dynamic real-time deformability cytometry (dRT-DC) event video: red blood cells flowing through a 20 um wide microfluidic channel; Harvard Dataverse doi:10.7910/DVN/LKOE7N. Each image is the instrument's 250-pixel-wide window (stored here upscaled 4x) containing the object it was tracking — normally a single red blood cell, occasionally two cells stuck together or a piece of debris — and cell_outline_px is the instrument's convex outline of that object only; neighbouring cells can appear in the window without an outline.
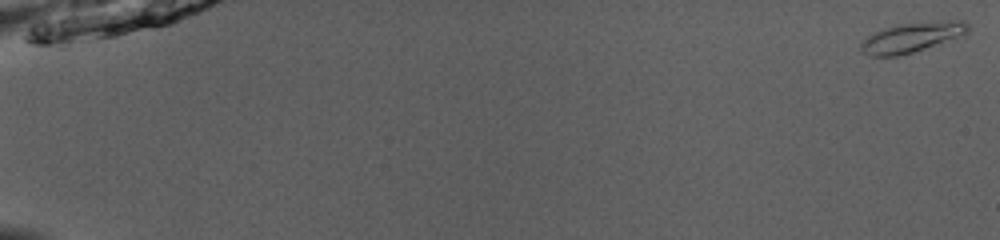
{"species": "common noctule bat (a hibernating species)", "species_latin": "Nyctalus noctula", "temperature_condition": "room temperature", "stored_images_in_passage": 53, "camera_frame_rate_fps": 3000, "um_per_image_px": 0.085, "animal": {"sex": "male", "body_mass_g": 13.0, "forearm_length_mm": 53.1}, "frame": {"image": 1, "passage_image": 1, "time_ms": 0.0, "image_size_px": [1000, 240], "cell_outline_px": [[968, 32], [964, 36], [912, 52], [896, 56], [868, 56], [860, 48], [860, 44], [872, 32], [896, 24], [956, 20], [964, 20], [968, 24]], "centroid_in_image_um": [77.52, 3.17], "position_along_channel_um": 7.5, "area_um2": 18.61}}
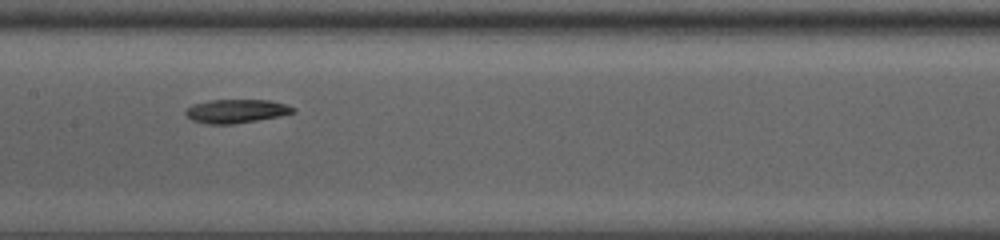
{"frame": {"image": 2, "passage_image": 29, "time_ms": 9.333, "image_size_px": [1000, 240], "cell_outline_px": [[296, 112], [280, 116], [232, 124], [204, 124], [192, 120], [184, 112], [192, 104], [212, 100], [272, 100], [296, 108]], "centroid_in_image_um": [20.09, 9.44], "position_along_channel_um": 187.3, "area_um2": 14.8}}
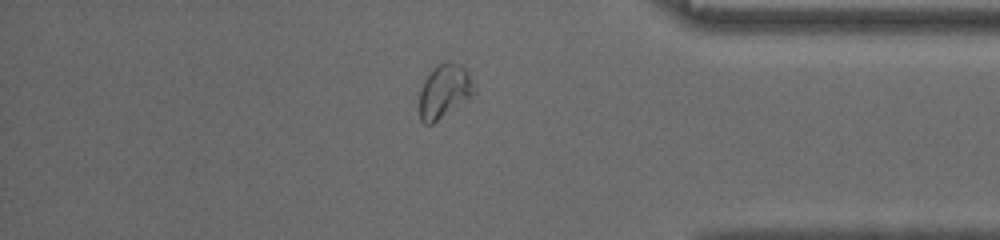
{"frame": {"image": 3, "passage_image": 46, "time_ms": 15.0, "image_size_px": [1000, 240], "cell_outline_px": [[476, 92], [432, 124], [424, 124], [420, 120], [420, 88], [424, 80], [432, 68], [436, 64], [448, 60], [460, 64], [468, 72], [476, 88]], "centroid_in_image_um": [37.76, 7.7], "position_along_channel_um": 397.4, "area_um2": 17.11}, "authors_computed_cell_mechanics": {"area_um2": 15.9528, "velocity_mm_per_s": 3.9693, "shape_relaxation_time_tau1_ms": 6.1898, "shape_relaxation_time_tau2_ms": null, "deformation_change_tau1": 0.0935, "deformation_change_tau2": null}}